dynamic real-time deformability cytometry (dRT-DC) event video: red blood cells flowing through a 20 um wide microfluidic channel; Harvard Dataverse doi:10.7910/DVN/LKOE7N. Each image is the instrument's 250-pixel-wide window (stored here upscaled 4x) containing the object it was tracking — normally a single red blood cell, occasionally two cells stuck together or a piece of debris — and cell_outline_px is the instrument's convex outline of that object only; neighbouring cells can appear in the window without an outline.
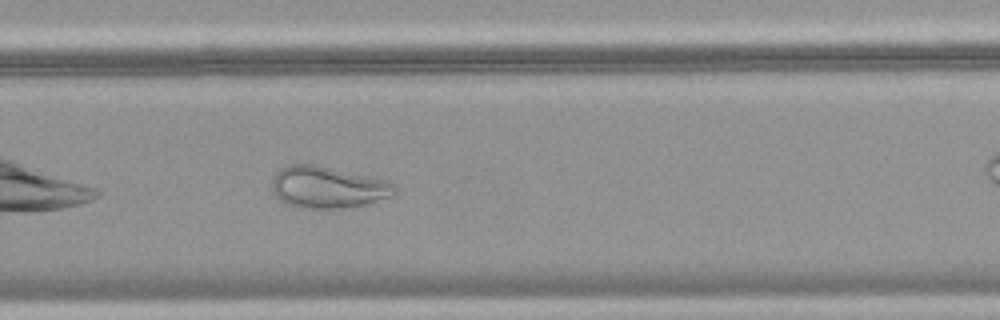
{"species": "common noctule bat (a hibernating species)", "species_latin": "Nyctalus noctula", "temperature_condition": "warm", "stored_images_in_passage": 33, "camera_frame_rate_fps": 3000, "um_per_image_px": 0.085, "animal": {"sex": "female", "body_mass_g": 18.4}, "frame": {"image": 1, "passage_image": 19, "time_ms": 6.0, "image_size_px": [1000, 320], "cell_outline_px": [[396, 192], [388, 196], [364, 204], [348, 208], [304, 208], [288, 204], [280, 200], [272, 192], [272, 180], [276, 172], [280, 168], [288, 164], [316, 164], [388, 180], [396, 188]], "centroid_in_image_um": [27.81, 15.9], "position_along_channel_um": 302.0, "area_um2": 29.77}}